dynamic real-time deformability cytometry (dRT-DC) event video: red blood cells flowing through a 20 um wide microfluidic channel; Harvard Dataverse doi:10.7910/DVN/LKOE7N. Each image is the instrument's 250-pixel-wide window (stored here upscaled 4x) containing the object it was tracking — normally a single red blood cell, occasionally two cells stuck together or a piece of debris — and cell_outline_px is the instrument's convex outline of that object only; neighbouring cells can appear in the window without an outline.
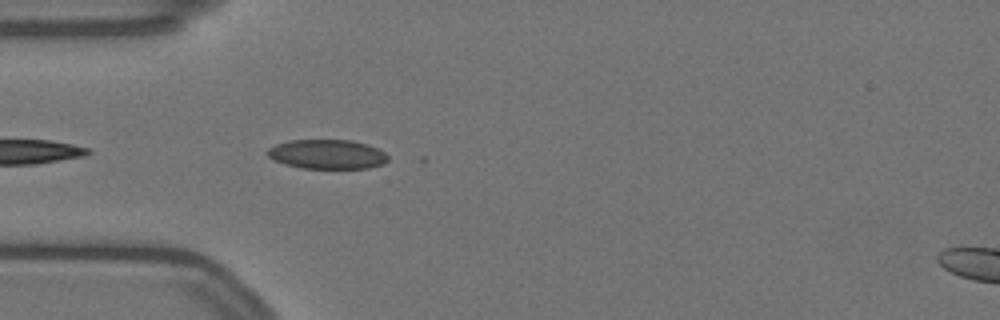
{"species": "Egyptian fruit bat (a non-hibernating species)", "species_latin": "Rousettus aegyptiacus", "temperature_condition": "warm", "stored_images_in_passage": 4, "camera_frame_rate_fps": 3000, "um_per_image_px": 0.085, "animal": {"sex": "female"}, "frame": {"image": 1, "passage_image": 3, "time_ms": 0.667, "image_size_px": [1000, 320], "cell_outline_px": [[388, 160], [380, 164], [368, 168], [300, 168], [284, 164], [272, 160], [264, 152], [268, 148], [276, 144], [288, 140], [352, 140], [368, 144], [384, 152], [388, 156]], "centroid_in_image_um": [27.75, 13.1], "position_along_channel_um": 57.3, "area_um2": 20.75}}